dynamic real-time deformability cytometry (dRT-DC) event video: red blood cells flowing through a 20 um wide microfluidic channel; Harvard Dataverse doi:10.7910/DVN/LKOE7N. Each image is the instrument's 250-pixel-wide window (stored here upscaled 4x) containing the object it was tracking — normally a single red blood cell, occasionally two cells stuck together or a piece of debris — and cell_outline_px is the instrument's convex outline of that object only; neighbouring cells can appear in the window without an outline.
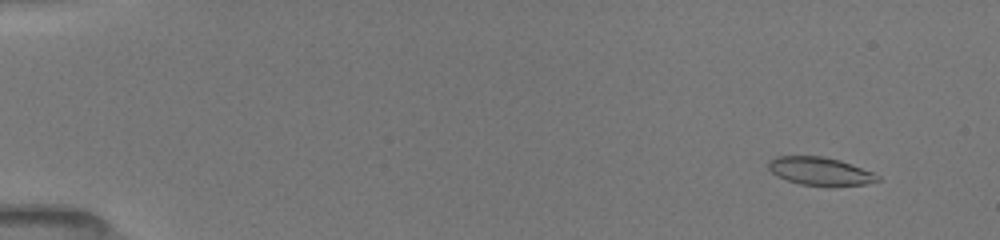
{"species": "common noctule bat (a hibernating species)", "species_latin": "Nyctalus noctula", "temperature_condition": "room temperature", "stored_images_in_passage": 26, "camera_frame_rate_fps": 3000, "um_per_image_px": 0.085, "animal": {"sex": "female", "body_mass_g": 19.5, "forearm_length_mm": 54.1}, "frame": {"image": 1, "passage_image": 7, "time_ms": 1.333, "image_size_px": [1000, 240], "cell_outline_px": [[880, 180], [864, 184], [800, 184], [776, 176], [768, 168], [768, 160], [776, 156], [820, 156], [840, 160], [872, 172], [880, 176]], "centroid_in_image_um": [69.65, 14.52], "position_along_channel_um": 15.4, "area_um2": 17.28}}
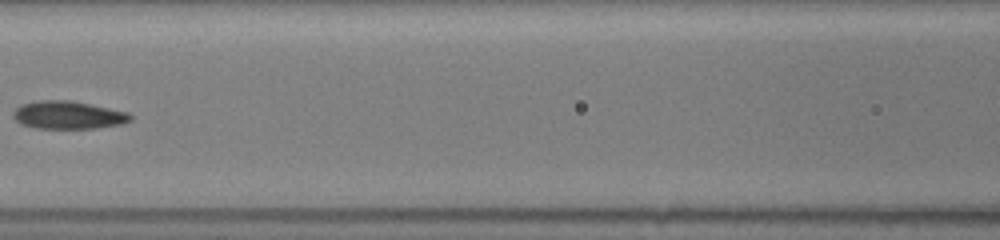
{"frame": {"image": 2, "passage_image": 25, "time_ms": 8.333, "image_size_px": [1000, 240], "cell_outline_px": [[132, 120], [120, 124], [96, 128], [36, 128], [20, 124], [12, 116], [12, 112], [20, 104], [36, 100], [72, 100], [128, 112], [132, 116]], "centroid_in_image_um": [5.75, 9.77], "position_along_channel_um": 160.8, "area_um2": 19.19}}
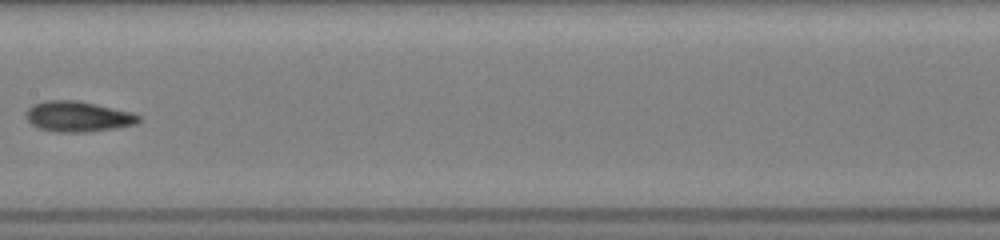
{"frame": {"image": 3, "passage_image": 26, "time_ms": 9.333, "image_size_px": [1000, 240], "cell_outline_px": [[140, 120], [136, 124], [116, 128], [88, 132], [56, 132], [40, 128], [32, 124], [24, 116], [24, 112], [32, 104], [44, 100], [76, 100], [96, 104], [132, 112], [140, 116]], "centroid_in_image_um": [6.6, 9.9], "position_along_channel_um": 200.8, "area_um2": 20.17}}